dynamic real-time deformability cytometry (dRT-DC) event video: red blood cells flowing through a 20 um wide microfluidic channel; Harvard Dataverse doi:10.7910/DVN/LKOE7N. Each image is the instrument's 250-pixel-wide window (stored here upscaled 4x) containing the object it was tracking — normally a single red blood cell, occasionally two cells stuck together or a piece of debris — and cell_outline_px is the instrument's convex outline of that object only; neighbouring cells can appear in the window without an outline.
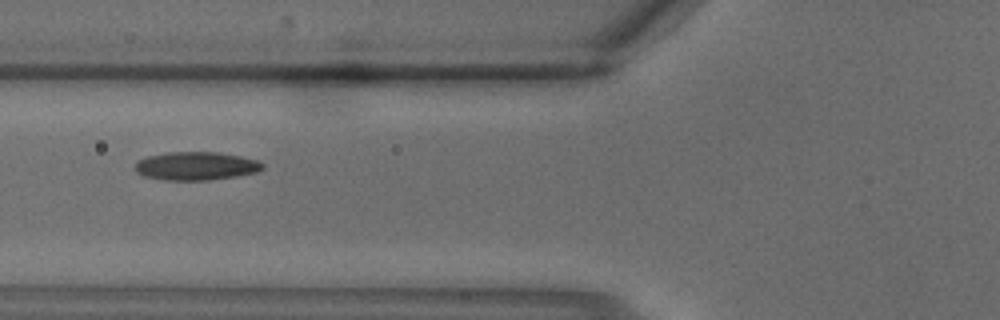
{"species": "common noctule bat (a hibernating species)", "species_latin": "Nyctalus noctula", "temperature_condition": "warm", "stored_images_in_passage": 3, "camera_frame_rate_fps": 3000, "um_per_image_px": 0.085, "animal": {"sex": "male", "body_mass_g": 18.8}, "frame": {"image": 1, "passage_image": 3, "time_ms": 0.667, "image_size_px": [1000, 320], "cell_outline_px": [[264, 168], [256, 172], [236, 176], [208, 180], [164, 180], [144, 176], [136, 172], [136, 164], [140, 160], [148, 156], [168, 152], [216, 152], [240, 156], [256, 160], [264, 164]], "centroid_in_image_um": [16.67, 14.11], "position_along_channel_um": 109.1, "area_um2": 20.87}}